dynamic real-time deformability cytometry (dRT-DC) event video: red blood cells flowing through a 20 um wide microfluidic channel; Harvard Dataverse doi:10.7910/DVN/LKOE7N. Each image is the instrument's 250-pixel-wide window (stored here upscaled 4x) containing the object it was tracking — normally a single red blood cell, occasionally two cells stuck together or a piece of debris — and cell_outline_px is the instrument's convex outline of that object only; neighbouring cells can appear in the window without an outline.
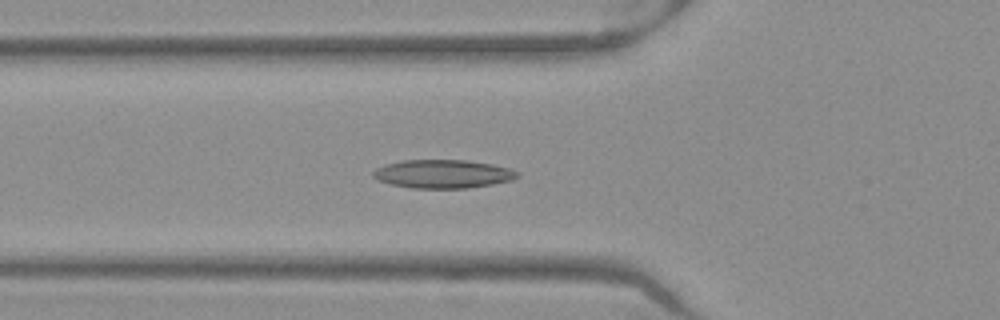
{"species": "Egyptian fruit bat (a non-hibernating species)", "species_latin": "Rousettus aegyptiacus", "temperature_condition": "warm", "stored_images_in_passage": 47, "camera_frame_rate_fps": 3000, "um_per_image_px": 0.085, "frame": {"image": 1, "passage_image": 14, "time_ms": 4.333, "image_size_px": [1000, 320], "cell_outline_px": [[520, 176], [512, 180], [492, 184], [468, 188], [412, 188], [392, 184], [376, 180], [372, 176], [372, 172], [376, 168], [384, 164], [404, 160], [468, 160], [492, 164], [508, 168], [516, 172]], "centroid_in_image_um": [37.61, 14.78], "position_along_channel_um": 88.2, "area_um2": 23.93}}
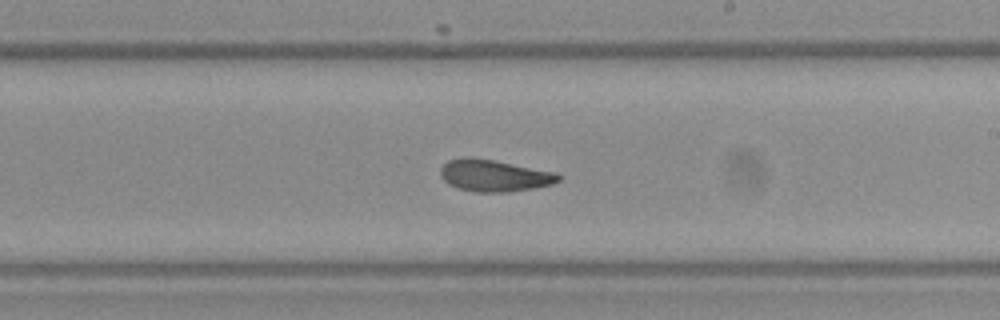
{"frame": {"image": 2, "passage_image": 26, "time_ms": 8.333, "image_size_px": [1000, 320], "cell_outline_px": [[564, 176], [560, 180], [552, 184], [532, 188], [504, 192], [476, 192], [460, 188], [448, 184], [440, 176], [440, 168], [448, 160], [464, 156], [468, 156], [492, 160], [556, 172]], "centroid_in_image_um": [42.0, 14.91], "position_along_channel_um": 247.0, "area_um2": 21.85}}
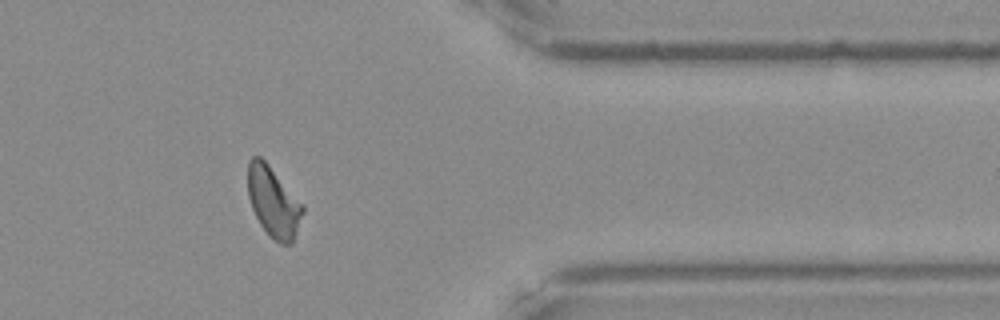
{"frame": {"image": 3, "passage_image": 38, "time_ms": 12.333, "image_size_px": [1000, 320], "cell_outline_px": [[304, 212], [292, 244], [280, 244], [268, 236], [260, 224], [252, 208], [248, 196], [248, 160], [252, 156], [260, 156], [268, 164], [304, 204]], "centroid_in_image_um": [23.25, 17.18], "position_along_channel_um": 388.2, "area_um2": 22.66}, "authors_computed_cell_mechanics": {"area_um2": 22.0796, "velocity_mm_per_s": 3.9607, "shape_relaxation_time_tau1_ms": null, "shape_relaxation_time_tau2_ms": 4.3598, "deformation_change_tau1": null, "deformation_change_tau2": 0.1283}}